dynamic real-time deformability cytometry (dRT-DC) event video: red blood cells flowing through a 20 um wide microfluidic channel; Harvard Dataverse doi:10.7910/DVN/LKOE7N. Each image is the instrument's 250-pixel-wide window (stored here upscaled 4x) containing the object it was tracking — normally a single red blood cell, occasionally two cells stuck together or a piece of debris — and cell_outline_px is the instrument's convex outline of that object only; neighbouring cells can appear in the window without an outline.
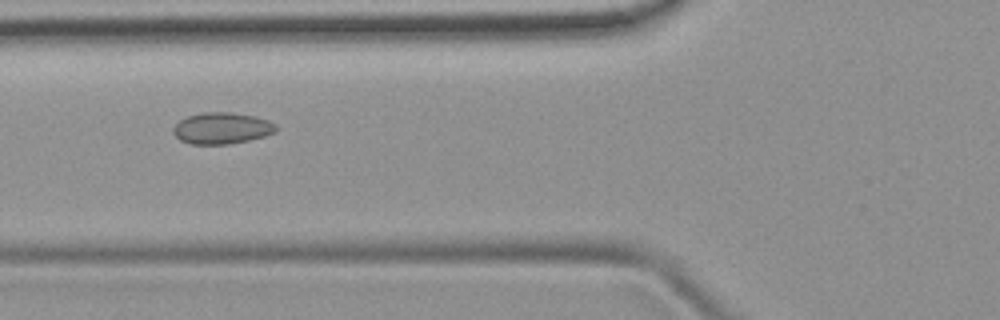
{"species": "common noctule bat (a hibernating species)", "species_latin": "Nyctalus noctula", "temperature_condition": "room temperature", "stored_images_in_passage": 38, "camera_frame_rate_fps": 3000, "um_per_image_px": 0.085, "animal": {"sex": "female", "body_mass_g": 19.9}, "frame": {"image": 1, "passage_image": 8, "time_ms": 2.333, "image_size_px": [1000, 320], "cell_outline_px": [[276, 132], [264, 136], [248, 140], [228, 144], [188, 144], [180, 140], [172, 132], [172, 128], [180, 120], [188, 116], [204, 112], [232, 112], [252, 116], [268, 120], [276, 124]], "centroid_in_image_um": [18.83, 10.9], "position_along_channel_um": 107.0, "area_um2": 18.79}}
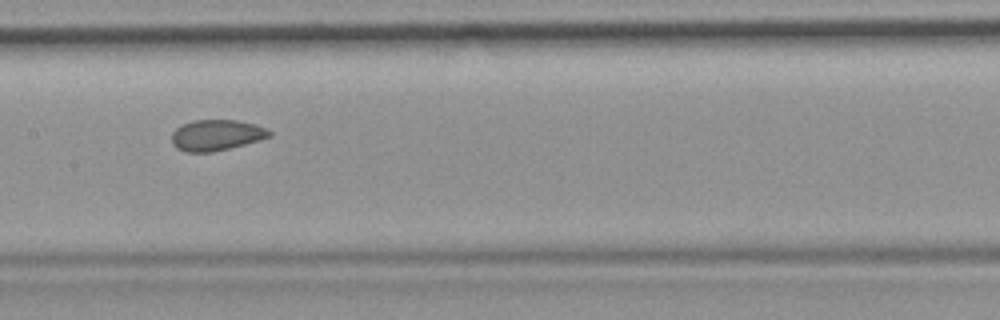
{"frame": {"image": 2, "passage_image": 14, "time_ms": 4.333, "image_size_px": [1000, 320], "cell_outline_px": [[272, 136], [260, 140], [212, 152], [184, 152], [176, 148], [172, 144], [172, 132], [176, 128], [192, 120], [236, 120], [256, 124], [268, 128], [272, 132]], "centroid_in_image_um": [18.41, 11.48], "position_along_channel_um": 189.0, "area_um2": 17.69}}
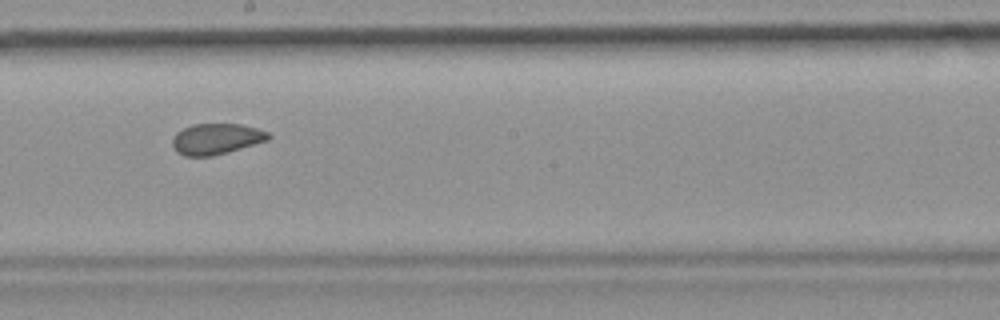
{"frame": {"image": 3, "passage_image": 17, "time_ms": 5.333, "image_size_px": [1000, 320], "cell_outline_px": [[272, 136], [268, 140], [228, 152], [212, 156], [184, 156], [176, 152], [172, 144], [172, 136], [176, 132], [192, 124], [240, 124], [256, 128], [268, 132]], "centroid_in_image_um": [18.36, 11.81], "position_along_channel_um": 229.8, "area_um2": 17.34}}